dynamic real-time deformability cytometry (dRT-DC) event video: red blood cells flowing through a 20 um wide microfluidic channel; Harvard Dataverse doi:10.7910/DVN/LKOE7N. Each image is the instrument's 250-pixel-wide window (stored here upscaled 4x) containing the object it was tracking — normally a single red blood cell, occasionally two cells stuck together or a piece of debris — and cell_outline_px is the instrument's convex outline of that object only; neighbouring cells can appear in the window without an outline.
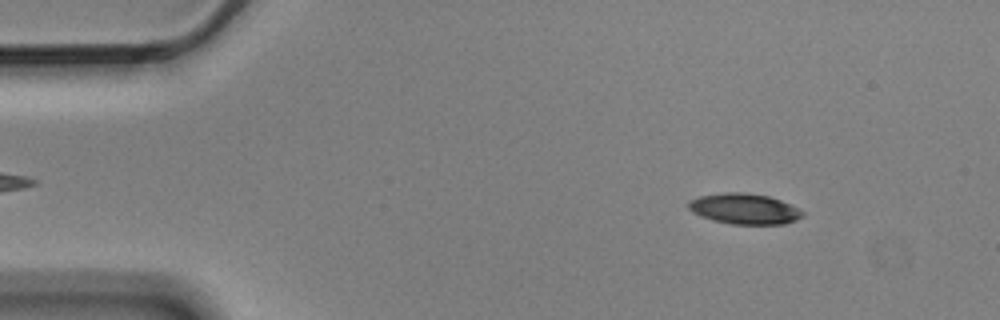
{"species": "Egyptian fruit bat (a non-hibernating species)", "species_latin": "Rousettus aegyptiacus", "temperature_condition": "cold", "stored_images_in_passage": 4, "camera_frame_rate_fps": 3000, "um_per_image_px": 0.085, "animal": {"sex": "male"}, "frame": {"image": 1, "passage_image": 2, "time_ms": 0.333, "image_size_px": [1000, 320], "cell_outline_px": [[804, 212], [796, 220], [784, 224], [732, 224], [712, 220], [700, 216], [692, 212], [688, 208], [688, 204], [692, 200], [700, 196], [724, 192], [744, 192], [768, 196], [780, 200]], "centroid_in_image_um": [63.24, 17.75], "position_along_channel_um": 21.8, "area_um2": 20.11}}